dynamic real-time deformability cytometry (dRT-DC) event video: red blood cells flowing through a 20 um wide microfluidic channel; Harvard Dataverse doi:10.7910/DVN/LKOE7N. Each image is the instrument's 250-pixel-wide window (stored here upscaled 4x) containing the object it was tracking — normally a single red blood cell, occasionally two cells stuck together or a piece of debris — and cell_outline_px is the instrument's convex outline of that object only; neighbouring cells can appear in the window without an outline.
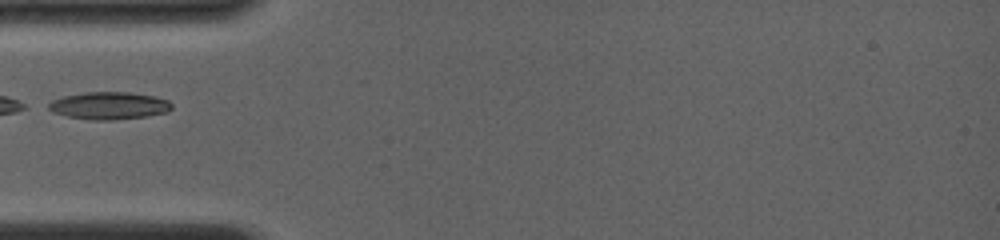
{"species": "common noctule bat (a hibernating species)", "species_latin": "Nyctalus noctula", "temperature_condition": "room temperature", "stored_images_in_passage": 12, "camera_frame_rate_fps": 4000, "um_per_image_px": 0.085, "animal": {"sex": "female", "body_mass_g": 19.0, "forearm_length_mm": 56.7}, "frame": {"image": 1, "passage_image": 1, "time_ms": 0.0, "image_size_px": [1000, 240], "cell_outline_px": [[172, 108], [168, 112], [148, 116], [112, 120], [92, 120], [68, 116], [52, 112], [44, 108], [52, 100], [60, 96], [84, 92], [128, 92], [156, 96], [168, 100], [172, 104]], "centroid_in_image_um": [9.24, 8.97], "position_along_channel_um": 75.8, "area_um2": 20.0}}
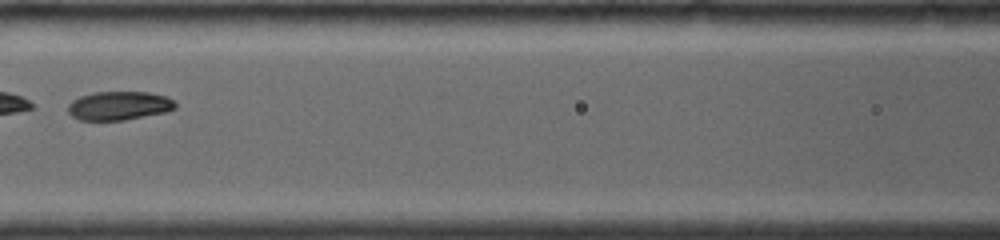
{"frame": {"image": 2, "passage_image": 4, "time_ms": 2.0, "image_size_px": [1000, 240], "cell_outline_px": [[176, 108], [164, 112], [124, 120], [80, 120], [72, 116], [68, 112], [68, 104], [72, 100], [80, 96], [92, 92], [148, 92], [164, 96], [172, 100], [176, 104]], "centroid_in_image_um": [10.07, 8.98], "position_along_channel_um": 156.5, "area_um2": 17.86}}
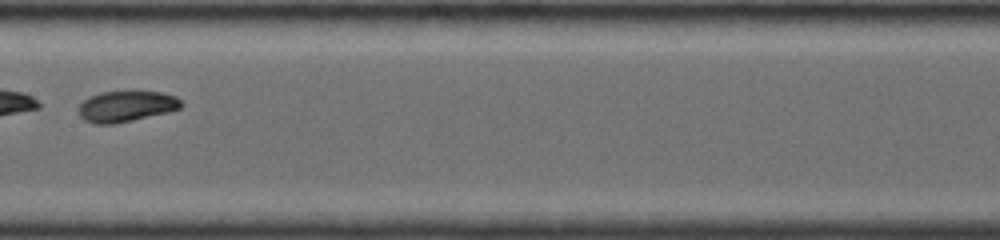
{"frame": {"image": 3, "passage_image": 6, "time_ms": 3.0, "image_size_px": [1000, 240], "cell_outline_px": [[184, 104], [180, 108], [132, 120], [112, 124], [96, 124], [84, 120], [80, 116], [76, 108], [88, 96], [100, 92], [160, 92], [176, 96]], "centroid_in_image_um": [10.67, 9.03], "position_along_channel_um": 196.7, "area_um2": 18.26}}